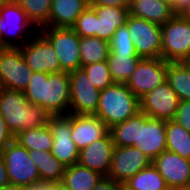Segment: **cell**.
Returning a JSON list of instances; mask_svg holds the SVG:
<instances>
[{
	"label": "cell",
	"mask_w": 190,
	"mask_h": 190,
	"mask_svg": "<svg viewBox=\"0 0 190 190\" xmlns=\"http://www.w3.org/2000/svg\"><path fill=\"white\" fill-rule=\"evenodd\" d=\"M96 11V37L110 42L114 32L126 24L127 7L91 6Z\"/></svg>",
	"instance_id": "obj_20"
},
{
	"label": "cell",
	"mask_w": 190,
	"mask_h": 190,
	"mask_svg": "<svg viewBox=\"0 0 190 190\" xmlns=\"http://www.w3.org/2000/svg\"><path fill=\"white\" fill-rule=\"evenodd\" d=\"M86 1L89 2V4L94 2V0H86Z\"/></svg>",
	"instance_id": "obj_50"
},
{
	"label": "cell",
	"mask_w": 190,
	"mask_h": 190,
	"mask_svg": "<svg viewBox=\"0 0 190 190\" xmlns=\"http://www.w3.org/2000/svg\"><path fill=\"white\" fill-rule=\"evenodd\" d=\"M122 187L126 190H170L166 181L153 164L140 170Z\"/></svg>",
	"instance_id": "obj_28"
},
{
	"label": "cell",
	"mask_w": 190,
	"mask_h": 190,
	"mask_svg": "<svg viewBox=\"0 0 190 190\" xmlns=\"http://www.w3.org/2000/svg\"><path fill=\"white\" fill-rule=\"evenodd\" d=\"M81 67L107 60L110 42L97 37H80Z\"/></svg>",
	"instance_id": "obj_30"
},
{
	"label": "cell",
	"mask_w": 190,
	"mask_h": 190,
	"mask_svg": "<svg viewBox=\"0 0 190 190\" xmlns=\"http://www.w3.org/2000/svg\"><path fill=\"white\" fill-rule=\"evenodd\" d=\"M71 28L80 37H96V11L89 5Z\"/></svg>",
	"instance_id": "obj_34"
},
{
	"label": "cell",
	"mask_w": 190,
	"mask_h": 190,
	"mask_svg": "<svg viewBox=\"0 0 190 190\" xmlns=\"http://www.w3.org/2000/svg\"><path fill=\"white\" fill-rule=\"evenodd\" d=\"M129 36L137 55L141 58H161V26L142 18L128 15Z\"/></svg>",
	"instance_id": "obj_8"
},
{
	"label": "cell",
	"mask_w": 190,
	"mask_h": 190,
	"mask_svg": "<svg viewBox=\"0 0 190 190\" xmlns=\"http://www.w3.org/2000/svg\"><path fill=\"white\" fill-rule=\"evenodd\" d=\"M166 150L190 160V132L175 120L166 121Z\"/></svg>",
	"instance_id": "obj_29"
},
{
	"label": "cell",
	"mask_w": 190,
	"mask_h": 190,
	"mask_svg": "<svg viewBox=\"0 0 190 190\" xmlns=\"http://www.w3.org/2000/svg\"><path fill=\"white\" fill-rule=\"evenodd\" d=\"M140 112L151 118L174 120L180 99L166 80L139 99Z\"/></svg>",
	"instance_id": "obj_15"
},
{
	"label": "cell",
	"mask_w": 190,
	"mask_h": 190,
	"mask_svg": "<svg viewBox=\"0 0 190 190\" xmlns=\"http://www.w3.org/2000/svg\"><path fill=\"white\" fill-rule=\"evenodd\" d=\"M27 190H51V182L39 180L27 186Z\"/></svg>",
	"instance_id": "obj_41"
},
{
	"label": "cell",
	"mask_w": 190,
	"mask_h": 190,
	"mask_svg": "<svg viewBox=\"0 0 190 190\" xmlns=\"http://www.w3.org/2000/svg\"><path fill=\"white\" fill-rule=\"evenodd\" d=\"M81 68L85 71L91 83L100 91L114 84L107 60L84 65Z\"/></svg>",
	"instance_id": "obj_33"
},
{
	"label": "cell",
	"mask_w": 190,
	"mask_h": 190,
	"mask_svg": "<svg viewBox=\"0 0 190 190\" xmlns=\"http://www.w3.org/2000/svg\"><path fill=\"white\" fill-rule=\"evenodd\" d=\"M31 34L32 38L18 47L24 61L33 72L59 73L60 63L51 43L38 30L35 36Z\"/></svg>",
	"instance_id": "obj_12"
},
{
	"label": "cell",
	"mask_w": 190,
	"mask_h": 190,
	"mask_svg": "<svg viewBox=\"0 0 190 190\" xmlns=\"http://www.w3.org/2000/svg\"><path fill=\"white\" fill-rule=\"evenodd\" d=\"M40 31L53 46L60 63V72L81 68L80 36L68 27H42Z\"/></svg>",
	"instance_id": "obj_5"
},
{
	"label": "cell",
	"mask_w": 190,
	"mask_h": 190,
	"mask_svg": "<svg viewBox=\"0 0 190 190\" xmlns=\"http://www.w3.org/2000/svg\"><path fill=\"white\" fill-rule=\"evenodd\" d=\"M10 0H0V7L2 5H5L6 3H8Z\"/></svg>",
	"instance_id": "obj_46"
},
{
	"label": "cell",
	"mask_w": 190,
	"mask_h": 190,
	"mask_svg": "<svg viewBox=\"0 0 190 190\" xmlns=\"http://www.w3.org/2000/svg\"><path fill=\"white\" fill-rule=\"evenodd\" d=\"M31 160L40 174V180L49 182L62 181L66 167L50 151L28 150Z\"/></svg>",
	"instance_id": "obj_24"
},
{
	"label": "cell",
	"mask_w": 190,
	"mask_h": 190,
	"mask_svg": "<svg viewBox=\"0 0 190 190\" xmlns=\"http://www.w3.org/2000/svg\"><path fill=\"white\" fill-rule=\"evenodd\" d=\"M176 190H190V188L176 189Z\"/></svg>",
	"instance_id": "obj_51"
},
{
	"label": "cell",
	"mask_w": 190,
	"mask_h": 190,
	"mask_svg": "<svg viewBox=\"0 0 190 190\" xmlns=\"http://www.w3.org/2000/svg\"><path fill=\"white\" fill-rule=\"evenodd\" d=\"M141 57L137 54H124L109 52L107 63L114 83H126Z\"/></svg>",
	"instance_id": "obj_25"
},
{
	"label": "cell",
	"mask_w": 190,
	"mask_h": 190,
	"mask_svg": "<svg viewBox=\"0 0 190 190\" xmlns=\"http://www.w3.org/2000/svg\"><path fill=\"white\" fill-rule=\"evenodd\" d=\"M69 79V114H95L99 105L101 91L91 83L82 68L70 72Z\"/></svg>",
	"instance_id": "obj_13"
},
{
	"label": "cell",
	"mask_w": 190,
	"mask_h": 190,
	"mask_svg": "<svg viewBox=\"0 0 190 190\" xmlns=\"http://www.w3.org/2000/svg\"><path fill=\"white\" fill-rule=\"evenodd\" d=\"M47 125L53 137L52 155L65 167L78 163L80 150L72 140L71 114L51 115Z\"/></svg>",
	"instance_id": "obj_11"
},
{
	"label": "cell",
	"mask_w": 190,
	"mask_h": 190,
	"mask_svg": "<svg viewBox=\"0 0 190 190\" xmlns=\"http://www.w3.org/2000/svg\"><path fill=\"white\" fill-rule=\"evenodd\" d=\"M0 116L15 137L24 130L47 125L51 115L29 103L23 91L0 88Z\"/></svg>",
	"instance_id": "obj_2"
},
{
	"label": "cell",
	"mask_w": 190,
	"mask_h": 190,
	"mask_svg": "<svg viewBox=\"0 0 190 190\" xmlns=\"http://www.w3.org/2000/svg\"><path fill=\"white\" fill-rule=\"evenodd\" d=\"M152 164L166 181L170 190L190 188V160L165 150Z\"/></svg>",
	"instance_id": "obj_17"
},
{
	"label": "cell",
	"mask_w": 190,
	"mask_h": 190,
	"mask_svg": "<svg viewBox=\"0 0 190 190\" xmlns=\"http://www.w3.org/2000/svg\"><path fill=\"white\" fill-rule=\"evenodd\" d=\"M108 132L106 124L94 114H71L72 140L80 151Z\"/></svg>",
	"instance_id": "obj_18"
},
{
	"label": "cell",
	"mask_w": 190,
	"mask_h": 190,
	"mask_svg": "<svg viewBox=\"0 0 190 190\" xmlns=\"http://www.w3.org/2000/svg\"><path fill=\"white\" fill-rule=\"evenodd\" d=\"M102 177L99 173L76 163L66 167L61 182L69 190H92Z\"/></svg>",
	"instance_id": "obj_23"
},
{
	"label": "cell",
	"mask_w": 190,
	"mask_h": 190,
	"mask_svg": "<svg viewBox=\"0 0 190 190\" xmlns=\"http://www.w3.org/2000/svg\"><path fill=\"white\" fill-rule=\"evenodd\" d=\"M14 140L27 150L51 152L53 147V137L48 125L24 130L18 133Z\"/></svg>",
	"instance_id": "obj_26"
},
{
	"label": "cell",
	"mask_w": 190,
	"mask_h": 190,
	"mask_svg": "<svg viewBox=\"0 0 190 190\" xmlns=\"http://www.w3.org/2000/svg\"><path fill=\"white\" fill-rule=\"evenodd\" d=\"M190 8V0H176L175 14H185Z\"/></svg>",
	"instance_id": "obj_42"
},
{
	"label": "cell",
	"mask_w": 190,
	"mask_h": 190,
	"mask_svg": "<svg viewBox=\"0 0 190 190\" xmlns=\"http://www.w3.org/2000/svg\"><path fill=\"white\" fill-rule=\"evenodd\" d=\"M0 49H3V40H2L1 33H0Z\"/></svg>",
	"instance_id": "obj_48"
},
{
	"label": "cell",
	"mask_w": 190,
	"mask_h": 190,
	"mask_svg": "<svg viewBox=\"0 0 190 190\" xmlns=\"http://www.w3.org/2000/svg\"><path fill=\"white\" fill-rule=\"evenodd\" d=\"M32 74L18 47L0 49V88L24 92Z\"/></svg>",
	"instance_id": "obj_9"
},
{
	"label": "cell",
	"mask_w": 190,
	"mask_h": 190,
	"mask_svg": "<svg viewBox=\"0 0 190 190\" xmlns=\"http://www.w3.org/2000/svg\"><path fill=\"white\" fill-rule=\"evenodd\" d=\"M129 14L157 25H163L174 15L173 8L161 0H130Z\"/></svg>",
	"instance_id": "obj_22"
},
{
	"label": "cell",
	"mask_w": 190,
	"mask_h": 190,
	"mask_svg": "<svg viewBox=\"0 0 190 190\" xmlns=\"http://www.w3.org/2000/svg\"><path fill=\"white\" fill-rule=\"evenodd\" d=\"M14 140L13 134L9 131L6 122L0 116V154L7 145Z\"/></svg>",
	"instance_id": "obj_37"
},
{
	"label": "cell",
	"mask_w": 190,
	"mask_h": 190,
	"mask_svg": "<svg viewBox=\"0 0 190 190\" xmlns=\"http://www.w3.org/2000/svg\"><path fill=\"white\" fill-rule=\"evenodd\" d=\"M115 147H132L138 143L139 112L109 129Z\"/></svg>",
	"instance_id": "obj_31"
},
{
	"label": "cell",
	"mask_w": 190,
	"mask_h": 190,
	"mask_svg": "<svg viewBox=\"0 0 190 190\" xmlns=\"http://www.w3.org/2000/svg\"><path fill=\"white\" fill-rule=\"evenodd\" d=\"M161 58L166 62L186 61L190 57V20L175 14L161 25Z\"/></svg>",
	"instance_id": "obj_4"
},
{
	"label": "cell",
	"mask_w": 190,
	"mask_h": 190,
	"mask_svg": "<svg viewBox=\"0 0 190 190\" xmlns=\"http://www.w3.org/2000/svg\"><path fill=\"white\" fill-rule=\"evenodd\" d=\"M140 111L139 99L126 83H114L100 92L99 105L94 115L110 129Z\"/></svg>",
	"instance_id": "obj_3"
},
{
	"label": "cell",
	"mask_w": 190,
	"mask_h": 190,
	"mask_svg": "<svg viewBox=\"0 0 190 190\" xmlns=\"http://www.w3.org/2000/svg\"><path fill=\"white\" fill-rule=\"evenodd\" d=\"M51 190H69L66 188L63 183L60 182H51Z\"/></svg>",
	"instance_id": "obj_43"
},
{
	"label": "cell",
	"mask_w": 190,
	"mask_h": 190,
	"mask_svg": "<svg viewBox=\"0 0 190 190\" xmlns=\"http://www.w3.org/2000/svg\"><path fill=\"white\" fill-rule=\"evenodd\" d=\"M110 51L112 53L137 54L126 24L120 26L114 32L110 41Z\"/></svg>",
	"instance_id": "obj_35"
},
{
	"label": "cell",
	"mask_w": 190,
	"mask_h": 190,
	"mask_svg": "<svg viewBox=\"0 0 190 190\" xmlns=\"http://www.w3.org/2000/svg\"><path fill=\"white\" fill-rule=\"evenodd\" d=\"M162 2L166 3L167 5H169L170 7L173 8V11L175 13V4H176V0H161Z\"/></svg>",
	"instance_id": "obj_45"
},
{
	"label": "cell",
	"mask_w": 190,
	"mask_h": 190,
	"mask_svg": "<svg viewBox=\"0 0 190 190\" xmlns=\"http://www.w3.org/2000/svg\"><path fill=\"white\" fill-rule=\"evenodd\" d=\"M89 5L86 0H51L49 26L71 28Z\"/></svg>",
	"instance_id": "obj_21"
},
{
	"label": "cell",
	"mask_w": 190,
	"mask_h": 190,
	"mask_svg": "<svg viewBox=\"0 0 190 190\" xmlns=\"http://www.w3.org/2000/svg\"><path fill=\"white\" fill-rule=\"evenodd\" d=\"M24 95L29 103L40 106L50 115L69 114V73L33 72Z\"/></svg>",
	"instance_id": "obj_1"
},
{
	"label": "cell",
	"mask_w": 190,
	"mask_h": 190,
	"mask_svg": "<svg viewBox=\"0 0 190 190\" xmlns=\"http://www.w3.org/2000/svg\"><path fill=\"white\" fill-rule=\"evenodd\" d=\"M130 0H94L90 6L129 7Z\"/></svg>",
	"instance_id": "obj_39"
},
{
	"label": "cell",
	"mask_w": 190,
	"mask_h": 190,
	"mask_svg": "<svg viewBox=\"0 0 190 190\" xmlns=\"http://www.w3.org/2000/svg\"><path fill=\"white\" fill-rule=\"evenodd\" d=\"M3 190H27V187L9 185L8 187H6Z\"/></svg>",
	"instance_id": "obj_44"
},
{
	"label": "cell",
	"mask_w": 190,
	"mask_h": 190,
	"mask_svg": "<svg viewBox=\"0 0 190 190\" xmlns=\"http://www.w3.org/2000/svg\"><path fill=\"white\" fill-rule=\"evenodd\" d=\"M167 70L163 58H141L126 85L140 99L166 81Z\"/></svg>",
	"instance_id": "obj_10"
},
{
	"label": "cell",
	"mask_w": 190,
	"mask_h": 190,
	"mask_svg": "<svg viewBox=\"0 0 190 190\" xmlns=\"http://www.w3.org/2000/svg\"><path fill=\"white\" fill-rule=\"evenodd\" d=\"M122 185L116 183L109 177H102L92 190H120Z\"/></svg>",
	"instance_id": "obj_38"
},
{
	"label": "cell",
	"mask_w": 190,
	"mask_h": 190,
	"mask_svg": "<svg viewBox=\"0 0 190 190\" xmlns=\"http://www.w3.org/2000/svg\"><path fill=\"white\" fill-rule=\"evenodd\" d=\"M114 143L110 132L80 151L78 163L103 177H107L114 151Z\"/></svg>",
	"instance_id": "obj_19"
},
{
	"label": "cell",
	"mask_w": 190,
	"mask_h": 190,
	"mask_svg": "<svg viewBox=\"0 0 190 190\" xmlns=\"http://www.w3.org/2000/svg\"><path fill=\"white\" fill-rule=\"evenodd\" d=\"M190 20V8L184 14Z\"/></svg>",
	"instance_id": "obj_47"
},
{
	"label": "cell",
	"mask_w": 190,
	"mask_h": 190,
	"mask_svg": "<svg viewBox=\"0 0 190 190\" xmlns=\"http://www.w3.org/2000/svg\"><path fill=\"white\" fill-rule=\"evenodd\" d=\"M151 164L148 156L136 147H115L107 177L123 186L131 177Z\"/></svg>",
	"instance_id": "obj_14"
},
{
	"label": "cell",
	"mask_w": 190,
	"mask_h": 190,
	"mask_svg": "<svg viewBox=\"0 0 190 190\" xmlns=\"http://www.w3.org/2000/svg\"><path fill=\"white\" fill-rule=\"evenodd\" d=\"M190 68V57L185 61Z\"/></svg>",
	"instance_id": "obj_49"
},
{
	"label": "cell",
	"mask_w": 190,
	"mask_h": 190,
	"mask_svg": "<svg viewBox=\"0 0 190 190\" xmlns=\"http://www.w3.org/2000/svg\"><path fill=\"white\" fill-rule=\"evenodd\" d=\"M174 120L190 132V100L179 102Z\"/></svg>",
	"instance_id": "obj_36"
},
{
	"label": "cell",
	"mask_w": 190,
	"mask_h": 190,
	"mask_svg": "<svg viewBox=\"0 0 190 190\" xmlns=\"http://www.w3.org/2000/svg\"><path fill=\"white\" fill-rule=\"evenodd\" d=\"M34 29L37 32L36 30L38 29L14 0H10L0 7V33L3 40V48L23 46L32 38V35L30 37L28 34L34 31ZM26 32L27 34H25ZM13 39H16L18 42Z\"/></svg>",
	"instance_id": "obj_6"
},
{
	"label": "cell",
	"mask_w": 190,
	"mask_h": 190,
	"mask_svg": "<svg viewBox=\"0 0 190 190\" xmlns=\"http://www.w3.org/2000/svg\"><path fill=\"white\" fill-rule=\"evenodd\" d=\"M166 80L180 101L190 100V68L185 61L168 62Z\"/></svg>",
	"instance_id": "obj_27"
},
{
	"label": "cell",
	"mask_w": 190,
	"mask_h": 190,
	"mask_svg": "<svg viewBox=\"0 0 190 190\" xmlns=\"http://www.w3.org/2000/svg\"><path fill=\"white\" fill-rule=\"evenodd\" d=\"M6 165L10 185L27 187L40 180L29 151L13 140L0 154Z\"/></svg>",
	"instance_id": "obj_7"
},
{
	"label": "cell",
	"mask_w": 190,
	"mask_h": 190,
	"mask_svg": "<svg viewBox=\"0 0 190 190\" xmlns=\"http://www.w3.org/2000/svg\"><path fill=\"white\" fill-rule=\"evenodd\" d=\"M138 148L153 161L166 150V121L151 118L139 111Z\"/></svg>",
	"instance_id": "obj_16"
},
{
	"label": "cell",
	"mask_w": 190,
	"mask_h": 190,
	"mask_svg": "<svg viewBox=\"0 0 190 190\" xmlns=\"http://www.w3.org/2000/svg\"><path fill=\"white\" fill-rule=\"evenodd\" d=\"M10 185V181L7 175L6 165L3 158L0 155V190L5 189Z\"/></svg>",
	"instance_id": "obj_40"
},
{
	"label": "cell",
	"mask_w": 190,
	"mask_h": 190,
	"mask_svg": "<svg viewBox=\"0 0 190 190\" xmlns=\"http://www.w3.org/2000/svg\"><path fill=\"white\" fill-rule=\"evenodd\" d=\"M26 13L28 19L39 30L49 27L51 0H14Z\"/></svg>",
	"instance_id": "obj_32"
}]
</instances>
